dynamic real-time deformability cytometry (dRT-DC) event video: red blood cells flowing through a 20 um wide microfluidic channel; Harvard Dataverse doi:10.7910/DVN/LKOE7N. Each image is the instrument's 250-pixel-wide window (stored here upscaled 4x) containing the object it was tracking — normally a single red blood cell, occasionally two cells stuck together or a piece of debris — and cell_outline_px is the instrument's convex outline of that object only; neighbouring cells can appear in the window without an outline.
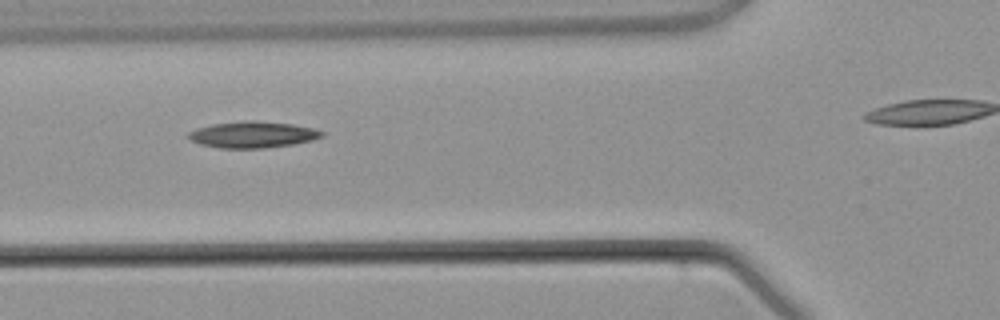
{"species": "common noctule bat (a hibernating species)", "species_latin": "Nyctalus noctula", "temperature_condition": "warm", "stored_images_in_passage": 4, "segment_of_instrument_passage": [1, 2], "camera_frame_rate_fps": 3000, "um_per_image_px": 0.085, "animal": {"sex": "male", "body_mass_g": 21.5, "forearm_length_mm": 52.0}, "frame": {"image": 1, "passage_image": 3, "time_ms": 2.667, "image_size_px": [1000, 320], "cell_outline_px": [[324, 136], [312, 140], [292, 144], [264, 148], [220, 148], [200, 144], [184, 136], [188, 132], [196, 128], [212, 124], [244, 120], [256, 120], [292, 124], [312, 128], [324, 132]], "centroid_in_image_um": [21.44, 11.43], "position_along_channel_um": 104.4, "area_um2": 20.58}}